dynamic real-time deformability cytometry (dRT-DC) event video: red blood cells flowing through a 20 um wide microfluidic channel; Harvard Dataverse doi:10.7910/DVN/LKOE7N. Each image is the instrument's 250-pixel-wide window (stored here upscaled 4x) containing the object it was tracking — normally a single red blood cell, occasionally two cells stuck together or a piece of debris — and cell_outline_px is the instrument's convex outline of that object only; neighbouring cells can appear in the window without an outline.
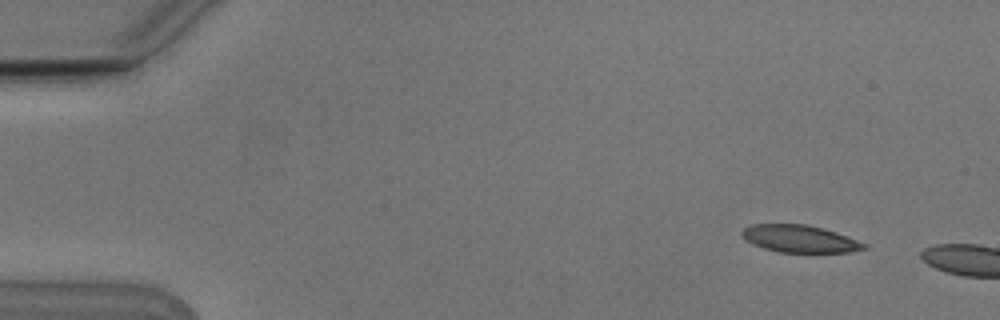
{"species": "Egyptian fruit bat (a non-hibernating species)", "species_latin": "Rousettus aegyptiacus", "temperature_condition": "cold", "stored_images_in_passage": 2, "camera_frame_rate_fps": 3000, "um_per_image_px": 0.085, "animal": {"sex": "male"}, "frame": {"image": 1, "passage_image": 1, "time_ms": 0.0, "image_size_px": [1000, 320], "cell_outline_px": [[868, 248], [848, 252], [780, 252], [764, 248], [752, 244], [740, 232], [744, 228], [752, 224], [808, 224], [836, 232], [868, 244]], "centroid_in_image_um": [68.0, 20.29], "position_along_channel_um": 17.0, "area_um2": 19.31}}